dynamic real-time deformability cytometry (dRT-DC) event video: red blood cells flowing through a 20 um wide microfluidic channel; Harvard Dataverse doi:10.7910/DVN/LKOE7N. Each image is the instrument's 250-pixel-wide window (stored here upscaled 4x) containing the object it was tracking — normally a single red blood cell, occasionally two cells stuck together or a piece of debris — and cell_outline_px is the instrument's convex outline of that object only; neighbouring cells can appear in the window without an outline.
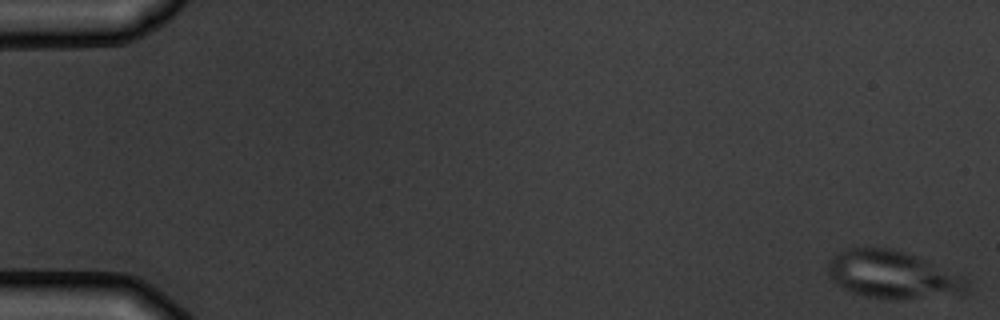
{"species": "common noctule bat (a hibernating species)", "species_latin": "Nyctalus noctula", "temperature_condition": "warm", "stored_images_in_passage": 8, "camera_frame_rate_fps": 3000, "um_per_image_px": 0.085, "animal": {"sex": "male", "body_mass_g": 19.5, "forearm_length_mm": 54.6}, "frame": {"image": 1, "passage_image": 1, "time_ms": 0.0, "image_size_px": [1000, 320], "cell_outline_px": [[968, 284], [964, 296], [900, 300], [896, 300], [864, 296], [848, 292], [840, 288], [828, 276], [828, 260], [836, 252], [844, 248], [868, 244], [892, 248], [916, 256], [964, 276], [968, 280]], "centroid_in_image_um": [75.85, 23.34], "position_along_channel_um": 9.1, "area_um2": 40.4}}